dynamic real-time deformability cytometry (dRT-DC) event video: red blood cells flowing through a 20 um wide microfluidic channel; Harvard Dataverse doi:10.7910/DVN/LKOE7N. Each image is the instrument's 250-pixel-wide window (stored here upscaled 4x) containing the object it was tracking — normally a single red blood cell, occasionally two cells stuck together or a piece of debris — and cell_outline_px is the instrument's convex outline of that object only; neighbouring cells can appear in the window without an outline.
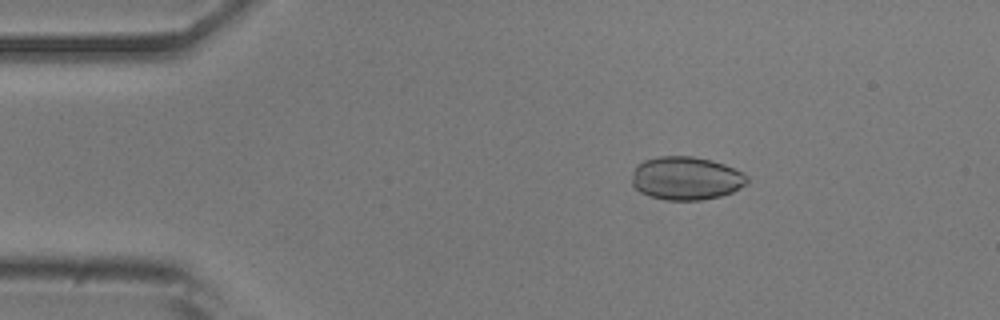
{"species": "common noctule bat (a hibernating species)", "species_latin": "Nyctalus noctula", "temperature_condition": "room temperature", "stored_images_in_passage": 51, "camera_frame_rate_fps": 3000, "um_per_image_px": 0.085, "animal": {"sex": "male", "body_mass_g": 20.5, "forearm_length_mm": 52.5}, "frame": {"image": 1, "passage_image": 8, "time_ms": 2.333, "image_size_px": [1000, 320], "cell_outline_px": [[748, 184], [732, 192], [720, 196], [700, 200], [668, 200], [652, 196], [640, 192], [632, 184], [632, 176], [636, 164], [644, 160], [660, 156], [692, 156], [712, 160], [724, 164], [744, 172], [748, 176]], "centroid_in_image_um": [58.34, 15.14], "position_along_channel_um": 26.7, "area_um2": 29.19}}
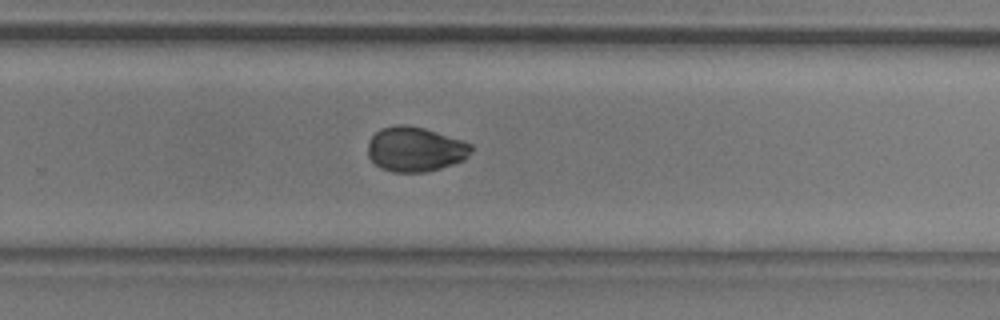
{"frame": {"image": 2, "passage_image": 33, "time_ms": 10.667, "image_size_px": [1000, 320], "cell_outline_px": [[472, 152], [464, 160], [440, 168], [424, 172], [392, 172], [380, 168], [368, 156], [368, 140], [380, 128], [396, 124], [404, 124], [424, 128], [472, 144]], "centroid_in_image_um": [35.27, 12.68], "position_along_channel_um": 294.5, "area_um2": 26.93}}
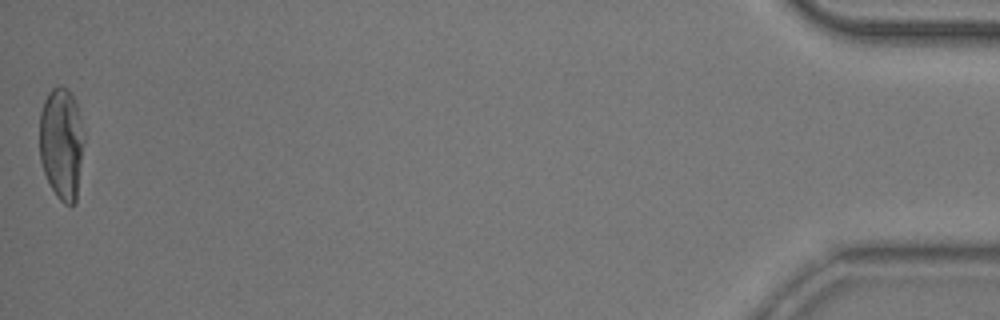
{"frame": {"image": 3, "passage_image": 51, "time_ms": 16.667, "image_size_px": [1000, 320], "cell_outline_px": [[84, 144], [76, 204], [64, 204], [56, 196], [44, 172], [40, 160], [40, 112], [44, 100], [48, 92], [52, 88], [60, 84], [68, 88], [76, 104], [80, 120], [84, 140]], "centroid_in_image_um": [5.23, 12.19], "position_along_channel_um": 430.0, "area_um2": 29.13}, "authors_computed_cell_mechanics": {"area_um2": 27.6284, "velocity_mm_per_s": 3.8949, "shape_relaxation_time_tau1_ms": 7.8238, "shape_relaxation_time_tau2_ms": 1.0712, "deformation_change_tau1": 0.1752, "deformation_change_tau2": 0.0309}}